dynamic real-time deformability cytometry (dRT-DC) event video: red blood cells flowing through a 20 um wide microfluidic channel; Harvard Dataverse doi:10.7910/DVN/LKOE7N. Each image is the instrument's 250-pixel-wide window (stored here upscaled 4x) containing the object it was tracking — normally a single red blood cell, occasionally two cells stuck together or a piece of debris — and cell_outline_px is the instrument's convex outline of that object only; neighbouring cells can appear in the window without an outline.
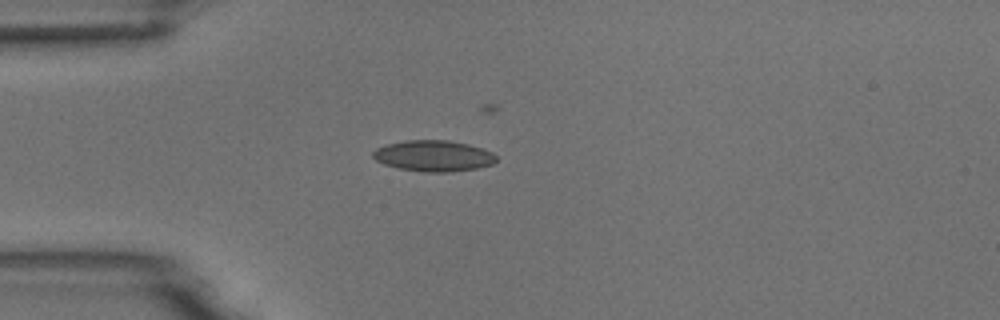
{"species": "common noctule bat (a hibernating species)", "species_latin": "Nyctalus noctula", "temperature_condition": "room temperature", "stored_images_in_passage": 24, "camera_frame_rate_fps": 3000, "um_per_image_px": 0.085, "animal": {"sex": "male", "body_mass_g": 18.8}, "frame": {"image": 1, "passage_image": 1, "time_ms": 0.0, "image_size_px": [1000, 320], "cell_outline_px": [[496, 160], [492, 164], [476, 168], [452, 172], [424, 172], [400, 168], [384, 164], [376, 160], [372, 156], [372, 152], [376, 148], [388, 144], [404, 140], [448, 140], [468, 144], [484, 148], [492, 152], [496, 156]], "centroid_in_image_um": [36.86, 13.24], "position_along_channel_um": 48.1, "area_um2": 22.31}}
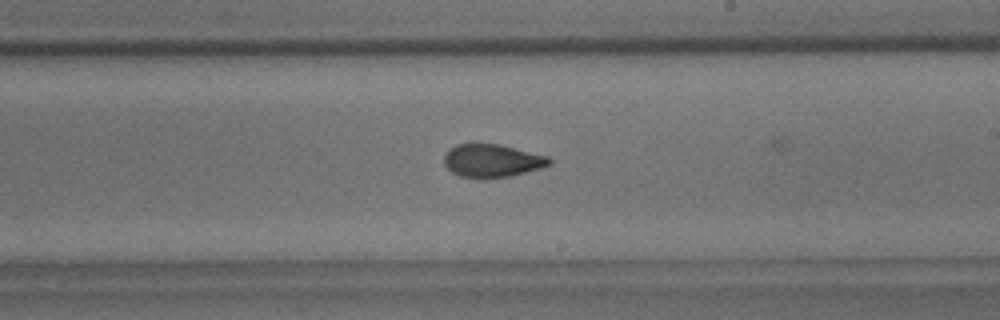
{"frame": {"image": 2, "passage_image": 18, "time_ms": 5.667, "image_size_px": [1000, 320], "cell_outline_px": [[552, 164], [540, 168], [508, 176], [460, 176], [452, 172], [444, 164], [444, 156], [448, 148], [456, 144], [476, 140], [496, 144], [548, 156], [552, 160]], "centroid_in_image_um": [41.77, 13.58], "position_along_channel_um": 247.2, "area_um2": 20.17}}
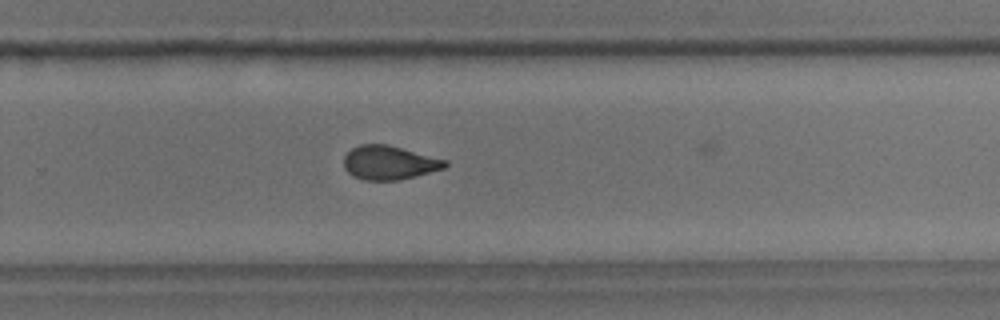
{"frame": {"image": 3, "passage_image": 22, "time_ms": 7.0, "image_size_px": [1000, 320], "cell_outline_px": [[448, 164], [444, 168], [416, 176], [400, 180], [364, 180], [352, 176], [344, 168], [344, 156], [352, 148], [360, 144], [388, 144], [448, 160]], "centroid_in_image_um": [33.08, 13.82], "position_along_channel_um": 296.7, "area_um2": 20.11}}